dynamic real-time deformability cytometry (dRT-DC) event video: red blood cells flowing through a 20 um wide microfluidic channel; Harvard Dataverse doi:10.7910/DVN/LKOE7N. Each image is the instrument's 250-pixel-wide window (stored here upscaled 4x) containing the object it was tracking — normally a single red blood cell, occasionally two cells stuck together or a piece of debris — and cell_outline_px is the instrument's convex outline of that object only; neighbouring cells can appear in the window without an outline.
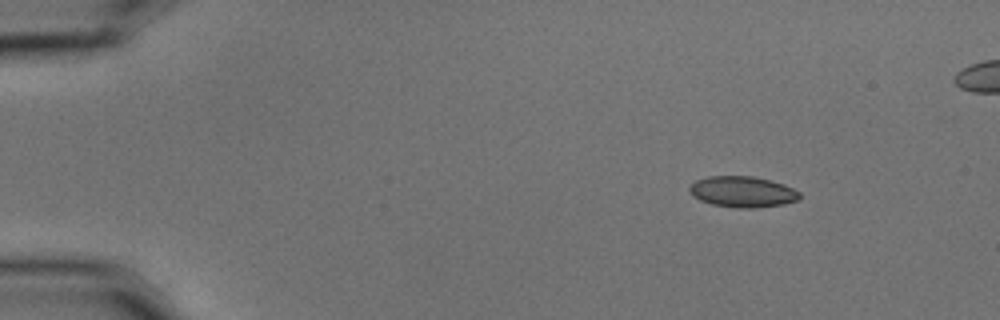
{"species": "common noctule bat (a hibernating species)", "species_latin": "Nyctalus noctula", "temperature_condition": "cold", "stored_images_in_passage": 5, "camera_frame_rate_fps": 3000, "um_per_image_px": 0.085, "animal": {"sex": "male", "body_mass_g": 15.6}, "frame": {"image": 1, "passage_image": 2, "time_ms": 0.333, "image_size_px": [1000, 320], "cell_outline_px": [[800, 200], [784, 204], [752, 208], [736, 208], [712, 204], [700, 200], [692, 196], [688, 188], [696, 180], [708, 176], [752, 176], [784, 184], [800, 192]], "centroid_in_image_um": [63.12, 16.3], "position_along_channel_um": 21.9, "area_um2": 19.88}}